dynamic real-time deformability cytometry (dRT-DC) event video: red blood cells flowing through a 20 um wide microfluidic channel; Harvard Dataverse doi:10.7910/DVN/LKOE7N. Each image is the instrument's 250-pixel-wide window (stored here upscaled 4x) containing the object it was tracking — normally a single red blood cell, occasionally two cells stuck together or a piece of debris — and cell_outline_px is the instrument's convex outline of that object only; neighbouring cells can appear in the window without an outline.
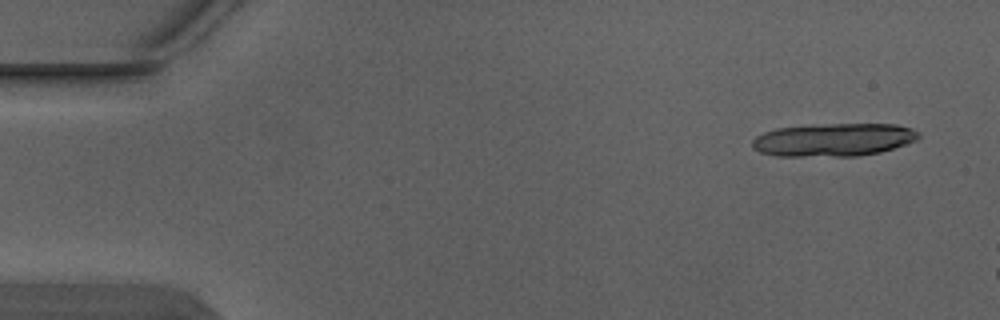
{"species": "Egyptian fruit bat (a non-hibernating species)", "species_latin": "Rousettus aegyptiacus", "temperature_condition": "warm", "stored_images_in_passage": 4, "segment_of_instrument_passage": [2, 2], "camera_frame_rate_fps": 3000, "um_per_image_px": 0.085, "animal": {"sex": "male"}, "frame": {"image": 1, "passage_image": 4, "time_ms": 1.0, "image_size_px": [1000, 320], "cell_outline_px": [[920, 136], [916, 140], [880, 152], [856, 156], [776, 156], [760, 152], [752, 148], [752, 140], [756, 136], [764, 132], [776, 128], [828, 124], [896, 124], [912, 128], [920, 132]], "centroid_in_image_um": [70.84, 11.88], "position_along_channel_um": 14.2, "area_um2": 31.96}}